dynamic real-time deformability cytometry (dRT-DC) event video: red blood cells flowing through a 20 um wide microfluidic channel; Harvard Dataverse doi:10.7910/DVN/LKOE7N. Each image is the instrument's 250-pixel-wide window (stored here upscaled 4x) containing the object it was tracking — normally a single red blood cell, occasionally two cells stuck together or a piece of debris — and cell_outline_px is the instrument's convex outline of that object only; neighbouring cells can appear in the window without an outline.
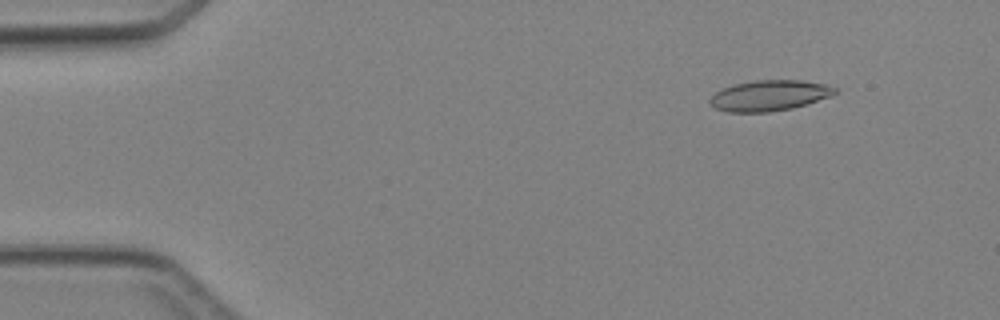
{"species": "Egyptian fruit bat (a non-hibernating species)", "species_latin": "Rousettus aegyptiacus", "temperature_condition": "cold", "stored_images_in_passage": 5, "camera_frame_rate_fps": 3000, "um_per_image_px": 0.085, "animal": {"sex": "female"}, "frame": {"image": 1, "passage_image": 2, "time_ms": 1.333, "image_size_px": [1000, 320], "cell_outline_px": [[836, 92], [828, 96], [792, 108], [768, 112], [728, 112], [716, 108], [708, 100], [720, 88], [736, 84], [756, 80], [800, 80], [828, 84], [836, 88]], "centroid_in_image_um": [65.36, 8.11], "position_along_channel_um": 19.6, "area_um2": 22.02}}
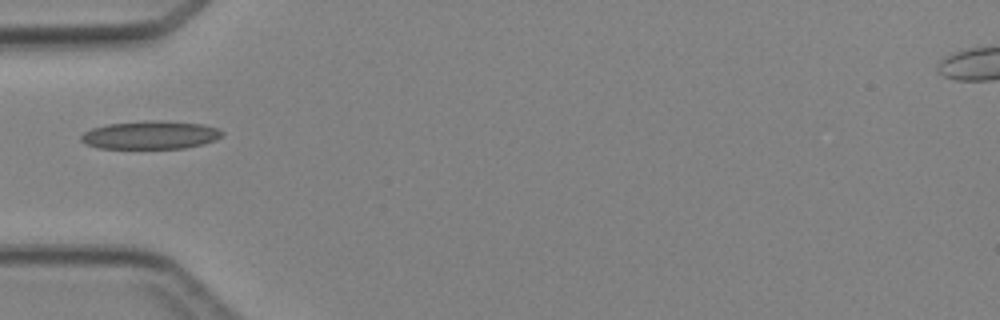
{"frame": {"image": 2, "passage_image": 5, "time_ms": 4.667, "image_size_px": [1000, 320], "cell_outline_px": [[224, 132], [216, 140], [184, 148], [100, 148], [84, 144], [80, 140], [80, 136], [84, 132], [92, 128], [108, 124], [152, 120], [164, 120], [204, 124], [220, 128]], "centroid_in_image_um": [12.8, 11.46], "position_along_channel_um": 72.2, "area_um2": 23.24}}